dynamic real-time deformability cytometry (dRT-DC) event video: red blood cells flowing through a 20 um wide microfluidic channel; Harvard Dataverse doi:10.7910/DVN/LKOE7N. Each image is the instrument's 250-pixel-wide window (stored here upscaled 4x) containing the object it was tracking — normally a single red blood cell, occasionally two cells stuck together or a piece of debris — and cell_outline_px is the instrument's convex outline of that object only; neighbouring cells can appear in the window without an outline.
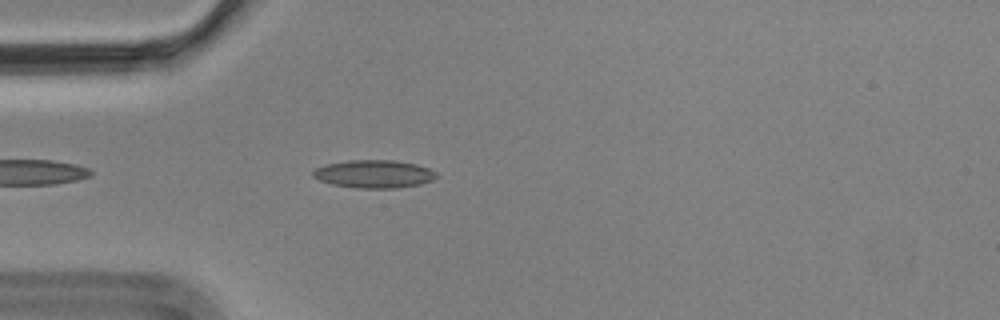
{"species": "Egyptian fruit bat (a non-hibernating species)", "species_latin": "Rousettus aegyptiacus", "temperature_condition": "cold", "stored_images_in_passage": 2, "camera_frame_rate_fps": 3000, "um_per_image_px": 0.085, "animal": {"sex": "male"}, "frame": {"image": 1, "passage_image": 2, "time_ms": 0.333, "image_size_px": [1000, 320], "cell_outline_px": [[436, 176], [432, 180], [420, 184], [396, 188], [356, 188], [332, 184], [320, 180], [312, 176], [312, 172], [316, 168], [328, 164], [348, 160], [392, 160], [416, 164], [428, 168], [436, 172]], "centroid_in_image_um": [31.78, 14.79], "position_along_channel_um": 53.2, "area_um2": 19.94}}